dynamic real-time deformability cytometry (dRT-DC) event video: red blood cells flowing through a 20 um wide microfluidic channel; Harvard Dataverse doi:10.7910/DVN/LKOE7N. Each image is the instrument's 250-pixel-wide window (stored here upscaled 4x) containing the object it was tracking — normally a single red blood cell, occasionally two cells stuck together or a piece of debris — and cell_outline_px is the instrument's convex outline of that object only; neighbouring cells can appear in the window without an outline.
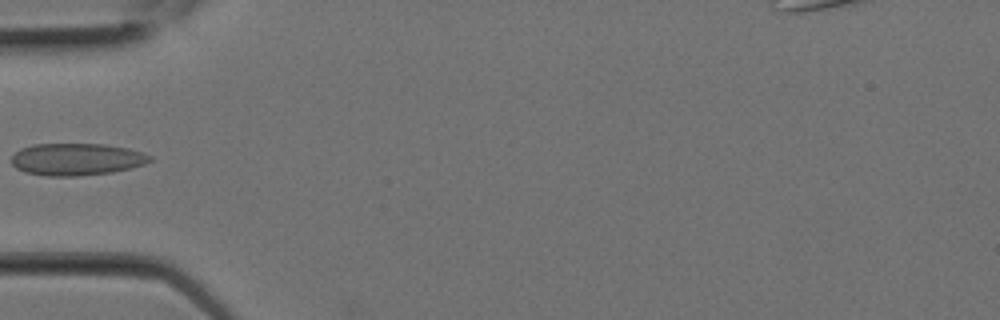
{"species": "Egyptian fruit bat (a non-hibernating species)", "species_latin": "Rousettus aegyptiacus", "temperature_condition": "room temperature", "stored_images_in_passage": 1, "camera_frame_rate_fps": 3000, "um_per_image_px": 0.085, "animal": {"sex": "female"}, "frame": {"image": 1, "passage_image": 1, "time_ms": 0.0, "image_size_px": [1000, 320], "cell_outline_px": [[152, 160], [144, 164], [132, 168], [112, 172], [76, 176], [48, 176], [24, 172], [16, 168], [12, 164], [12, 156], [20, 148], [32, 144], [104, 144], [128, 148], [152, 156]], "centroid_in_image_um": [6.5, 13.54], "position_along_channel_um": 78.5, "area_um2": 25.95}}